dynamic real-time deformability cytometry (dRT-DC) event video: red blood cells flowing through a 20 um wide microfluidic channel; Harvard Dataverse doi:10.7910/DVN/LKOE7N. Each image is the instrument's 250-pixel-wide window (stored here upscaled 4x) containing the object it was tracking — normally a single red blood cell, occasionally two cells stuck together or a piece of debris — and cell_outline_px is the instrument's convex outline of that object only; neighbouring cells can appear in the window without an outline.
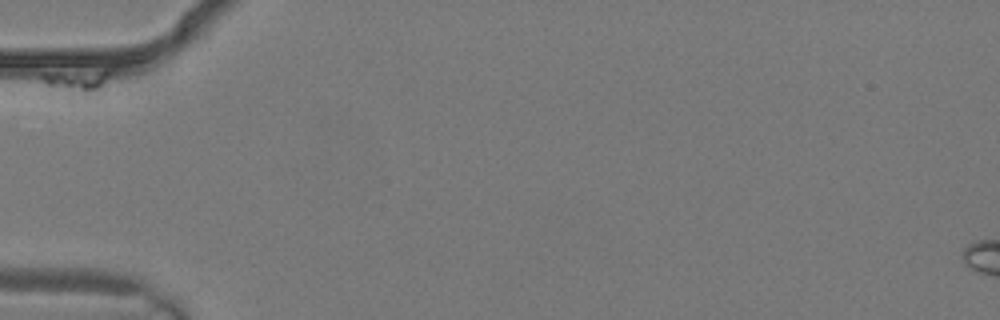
{"species": "common noctule bat (a hibernating species)", "species_latin": "Nyctalus noctula", "temperature_condition": "warm", "stored_images_in_passage": 3, "camera_frame_rate_fps": 3000, "um_per_image_px": 0.085, "animal": {"sex": "male", "body_mass_g": 19.2, "forearm_length_mm": 51.8}, "frame": {"image": 1, "passage_image": 1, "time_ms": 0.0, "image_size_px": [1000, 320], "cell_outline_px": [[112, 72], [100, 92], [84, 100], [68, 104], [48, 92], [44, 80], [44, 72], [104, 68], [112, 68]], "centroid_in_image_um": [6.49, 7.1], "position_along_channel_um": 78.5, "area_um2": 12.37}}
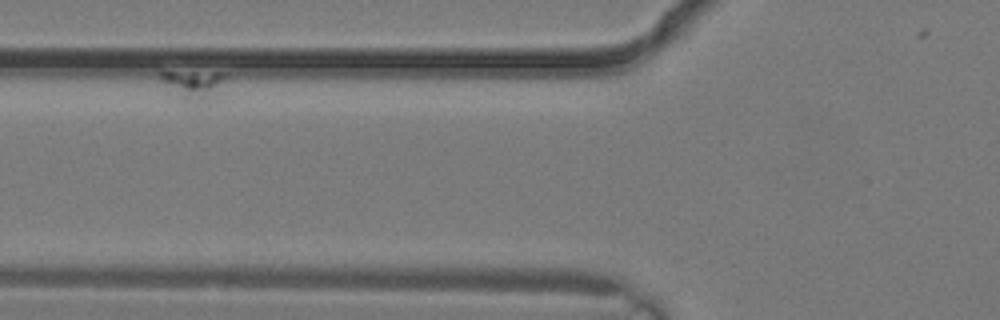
{"frame": {"image": 2, "passage_image": 2, "time_ms": 0.333, "image_size_px": [1000, 320], "cell_outline_px": [[228, 72], [208, 104], [196, 104], [180, 100], [164, 92], [160, 76], [160, 72]], "centroid_in_image_um": [16.34, 7.26], "position_along_channel_um": 109.5, "area_um2": 11.68}}